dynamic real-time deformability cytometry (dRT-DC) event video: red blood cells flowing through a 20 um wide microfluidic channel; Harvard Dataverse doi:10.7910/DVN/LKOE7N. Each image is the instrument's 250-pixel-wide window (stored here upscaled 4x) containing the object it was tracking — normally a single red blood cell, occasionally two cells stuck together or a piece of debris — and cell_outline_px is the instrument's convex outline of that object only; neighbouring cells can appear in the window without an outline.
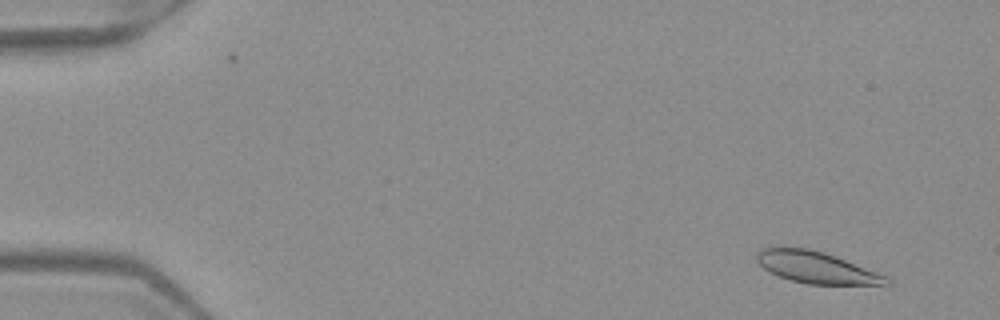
{"species": "Egyptian fruit bat (a non-hibernating species)", "species_latin": "Rousettus aegyptiacus", "temperature_condition": "warm", "stored_images_in_passage": 6, "camera_frame_rate_fps": 3000, "um_per_image_px": 0.085, "frame": {"image": 1, "passage_image": 2, "time_ms": 0.333, "image_size_px": [1000, 320], "cell_outline_px": [[892, 284], [808, 284], [792, 280], [780, 276], [764, 268], [756, 260], [756, 252], [764, 248], [808, 248], [824, 252], [836, 256], [888, 276], [892, 280]], "centroid_in_image_um": [69.44, 22.73], "position_along_channel_um": 15.6, "area_um2": 23.58}}
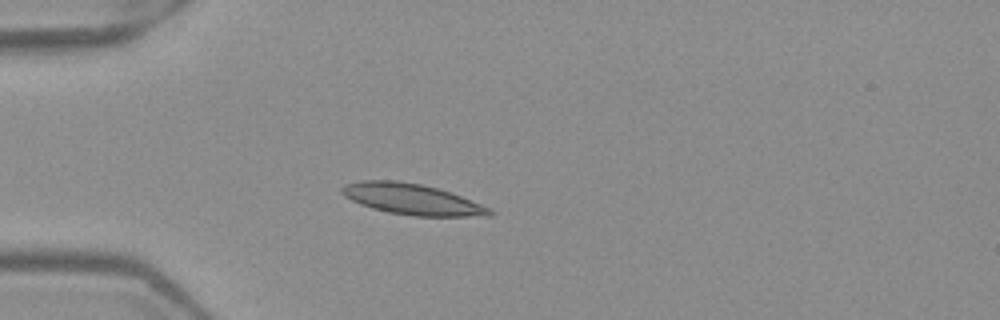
{"frame": {"image": 2, "passage_image": 5, "time_ms": 1.333, "image_size_px": [1000, 320], "cell_outline_px": [[496, 212], [492, 216], [416, 216], [388, 212], [372, 208], [360, 204], [344, 196], [340, 192], [340, 188], [344, 184], [360, 180], [396, 180], [420, 184], [436, 188], [460, 196], [492, 208]], "centroid_in_image_um": [35.01, 16.93], "position_along_channel_um": 50.0, "area_um2": 26.59}}